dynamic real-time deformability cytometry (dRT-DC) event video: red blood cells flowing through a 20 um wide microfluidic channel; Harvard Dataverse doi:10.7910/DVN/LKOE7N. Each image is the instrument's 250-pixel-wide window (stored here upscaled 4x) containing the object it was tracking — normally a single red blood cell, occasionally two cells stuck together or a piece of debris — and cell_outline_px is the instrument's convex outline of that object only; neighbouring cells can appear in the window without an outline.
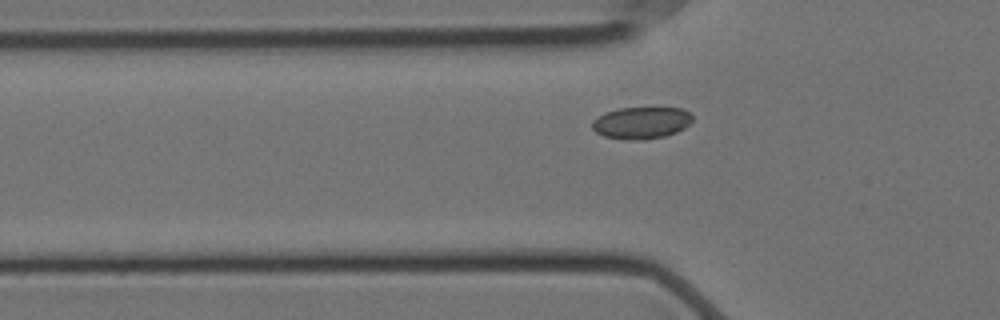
{"species": "Egyptian fruit bat (a non-hibernating species)", "species_latin": "Rousettus aegyptiacus", "temperature_condition": "cold", "stored_images_in_passage": 43, "camera_frame_rate_fps": 3000, "um_per_image_px": 0.085, "animal": {"sex": "female"}, "frame": {"image": 1, "passage_image": 4, "time_ms": 1.0, "image_size_px": [1000, 320], "cell_outline_px": [[692, 120], [684, 128], [676, 132], [664, 136], [644, 140], [624, 140], [604, 136], [596, 132], [592, 128], [592, 120], [604, 112], [620, 108], [684, 108], [692, 116]], "centroid_in_image_um": [54.48, 10.44], "position_along_channel_um": 71.3, "area_um2": 18.73}}
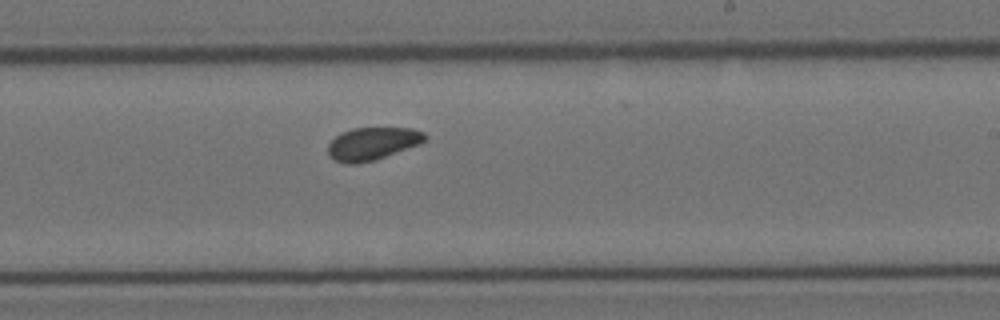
{"frame": {"image": 2, "passage_image": 20, "time_ms": 6.333, "image_size_px": [1000, 320], "cell_outline_px": [[428, 136], [420, 144], [376, 160], [356, 164], [344, 164], [332, 160], [328, 156], [328, 144], [340, 132], [352, 128], [412, 128], [424, 132]], "centroid_in_image_um": [31.63, 12.22], "position_along_channel_um": 257.4, "area_um2": 18.79}}
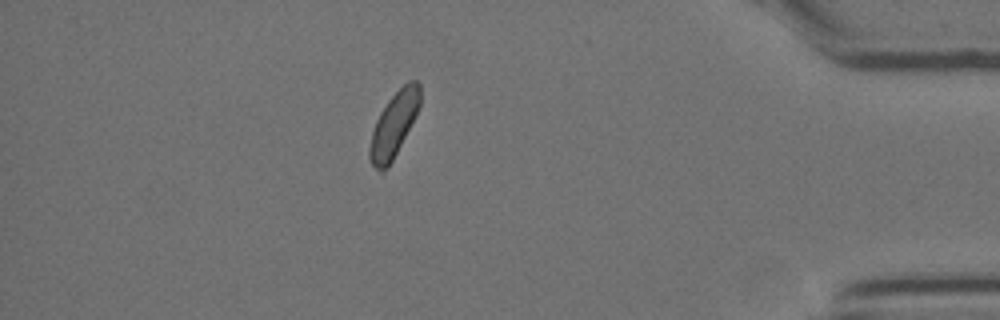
{"frame": {"image": 3, "passage_image": 36, "time_ms": 11.667, "image_size_px": [1000, 320], "cell_outline_px": [[420, 104], [388, 168], [384, 172], [380, 172], [372, 164], [368, 156], [368, 148], [372, 132], [376, 120], [380, 112], [388, 100], [408, 80], [416, 80], [420, 84]], "centroid_in_image_um": [33.44, 10.6], "position_along_channel_um": 401.8, "area_um2": 18.5}}